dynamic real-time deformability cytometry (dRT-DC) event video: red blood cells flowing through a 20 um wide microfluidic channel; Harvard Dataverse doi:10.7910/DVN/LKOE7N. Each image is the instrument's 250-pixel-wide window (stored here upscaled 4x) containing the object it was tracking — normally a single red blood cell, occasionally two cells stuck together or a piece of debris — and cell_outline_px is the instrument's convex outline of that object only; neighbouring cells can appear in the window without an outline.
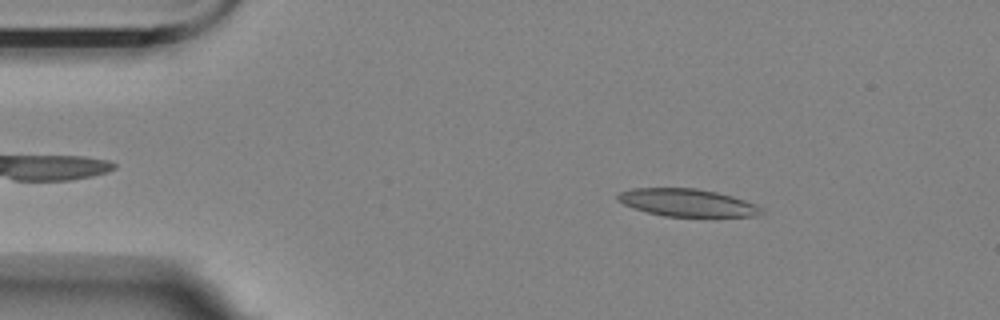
{"species": "Egyptian fruit bat (a non-hibernating species)", "species_latin": "Rousettus aegyptiacus", "temperature_condition": "room temperature", "stored_images_in_passage": 56, "camera_frame_rate_fps": 3000, "um_per_image_px": 0.085, "animal": {"sex": "female"}, "frame": {"image": 1, "passage_image": 8, "time_ms": 2.333, "image_size_px": [1000, 320], "cell_outline_px": [[764, 212], [756, 216], [664, 216], [632, 208], [616, 200], [616, 196], [620, 192], [632, 188], [696, 188], [716, 192], [732, 196], [756, 204]], "centroid_in_image_um": [58.38, 17.22], "position_along_channel_um": 26.6, "area_um2": 22.95}}
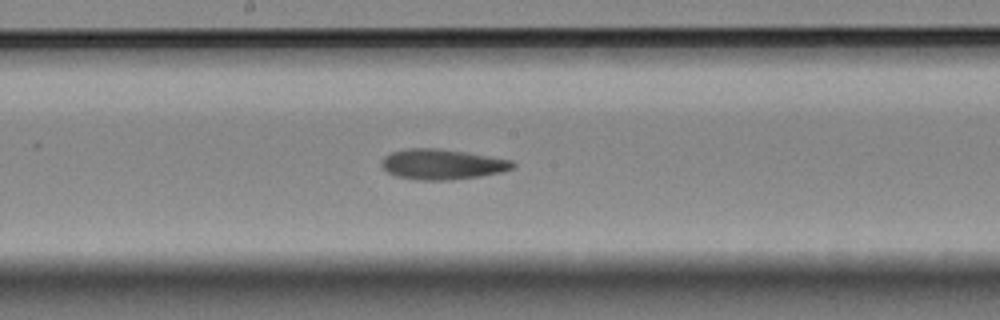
{"frame": {"image": 2, "passage_image": 29, "time_ms": 9.333, "image_size_px": [1000, 320], "cell_outline_px": [[516, 168], [500, 172], [480, 176], [452, 180], [416, 180], [396, 176], [388, 172], [380, 164], [380, 160], [384, 156], [392, 152], [408, 148], [436, 148], [464, 152], [512, 160], [516, 164]], "centroid_in_image_um": [37.57, 13.97], "position_along_channel_um": 210.6, "area_um2": 23.24}}
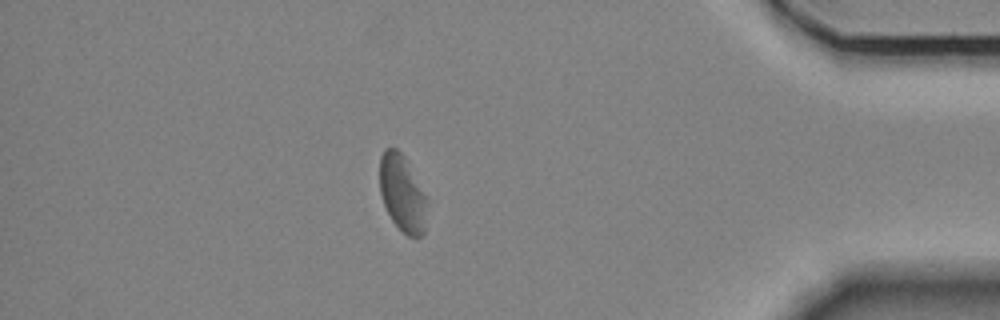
{"frame": {"image": 3, "passage_image": 49, "time_ms": 16.0, "image_size_px": [1000, 320], "cell_outline_px": [[428, 196], [424, 232], [420, 236], [408, 236], [392, 220], [384, 204], [380, 192], [380, 156], [384, 148], [396, 148], [404, 156]], "centroid_in_image_um": [34.22, 16.4], "position_along_channel_um": 401.0, "area_um2": 21.21}}